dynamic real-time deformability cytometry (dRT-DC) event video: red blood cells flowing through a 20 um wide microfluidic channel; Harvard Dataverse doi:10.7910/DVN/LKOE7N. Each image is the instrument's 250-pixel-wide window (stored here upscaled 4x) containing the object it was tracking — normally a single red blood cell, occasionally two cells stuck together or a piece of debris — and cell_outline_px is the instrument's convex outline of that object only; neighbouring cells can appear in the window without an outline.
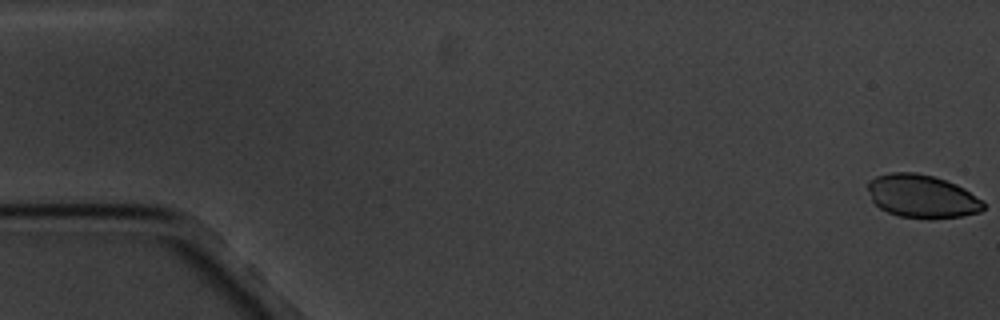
{"species": "common noctule bat (a hibernating species)", "species_latin": "Nyctalus noctula", "temperature_condition": "cold", "stored_images_in_passage": 6, "camera_frame_rate_fps": 3000, "um_per_image_px": 0.085, "animal": {"sex": "male", "body_mass_g": 20.1, "forearm_length_mm": 53.5}, "frame": {"image": 1, "passage_image": 1, "time_ms": 0.0, "image_size_px": [1000, 320], "cell_outline_px": [[984, 208], [980, 212], [960, 216], [932, 220], [900, 216], [888, 212], [880, 208], [872, 200], [868, 188], [868, 180], [876, 176], [892, 172], [916, 172], [932, 176], [956, 184], [964, 188], [984, 200]], "centroid_in_image_um": [78.39, 16.69], "position_along_channel_um": 6.6, "area_um2": 29.25}}